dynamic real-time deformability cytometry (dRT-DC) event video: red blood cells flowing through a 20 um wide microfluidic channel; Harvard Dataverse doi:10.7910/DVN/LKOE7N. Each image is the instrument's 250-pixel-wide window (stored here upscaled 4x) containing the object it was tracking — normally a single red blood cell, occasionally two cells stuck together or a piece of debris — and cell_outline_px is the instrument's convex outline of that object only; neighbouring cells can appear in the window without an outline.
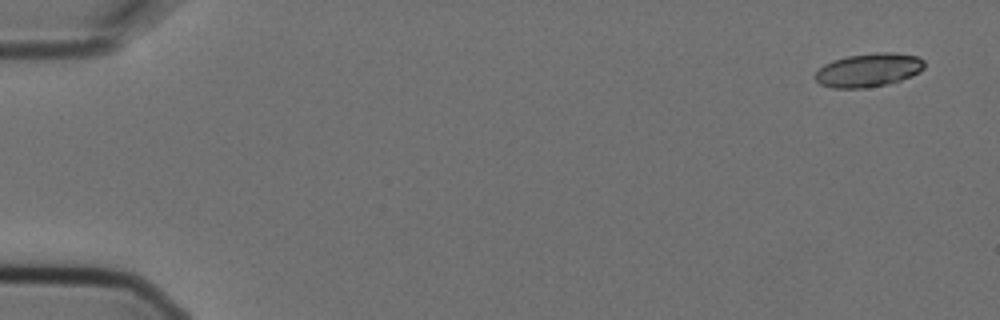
{"species": "Egyptian fruit bat (a non-hibernating species)", "species_latin": "Rousettus aegyptiacus", "temperature_condition": "cold", "stored_images_in_passage": 4, "camera_frame_rate_fps": 3000, "um_per_image_px": 0.085, "animal": {"sex": "female"}, "frame": {"image": 1, "passage_image": 1, "time_ms": 0.0, "image_size_px": [1000, 320], "cell_outline_px": [[924, 68], [920, 72], [912, 76], [888, 84], [864, 88], [832, 88], [820, 84], [816, 80], [816, 72], [824, 64], [832, 60], [848, 56], [876, 52], [892, 52], [916, 56], [924, 60]], "centroid_in_image_um": [73.84, 5.95], "position_along_channel_um": 11.2, "area_um2": 21.39}}
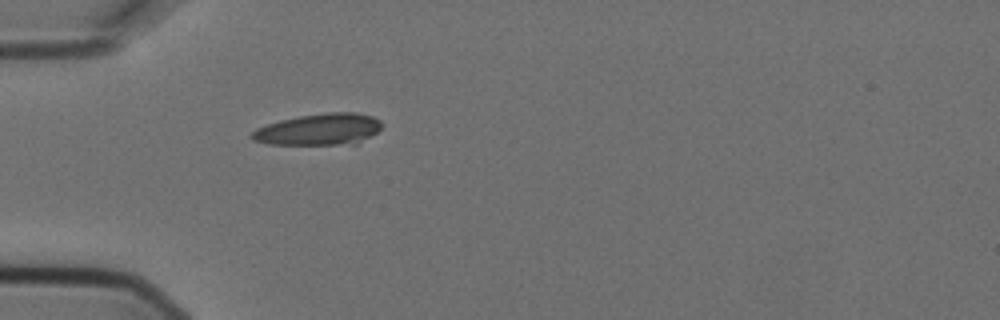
{"frame": {"image": 2, "passage_image": 4, "time_ms": 1.0, "image_size_px": [1000, 320], "cell_outline_px": [[380, 128], [376, 132], [356, 144], [268, 144], [252, 140], [248, 136], [256, 128], [280, 120], [300, 116], [328, 112], [356, 112], [372, 116], [380, 120]], "centroid_in_image_um": [27.09, 11.0], "position_along_channel_um": 57.9, "area_um2": 23.76}}